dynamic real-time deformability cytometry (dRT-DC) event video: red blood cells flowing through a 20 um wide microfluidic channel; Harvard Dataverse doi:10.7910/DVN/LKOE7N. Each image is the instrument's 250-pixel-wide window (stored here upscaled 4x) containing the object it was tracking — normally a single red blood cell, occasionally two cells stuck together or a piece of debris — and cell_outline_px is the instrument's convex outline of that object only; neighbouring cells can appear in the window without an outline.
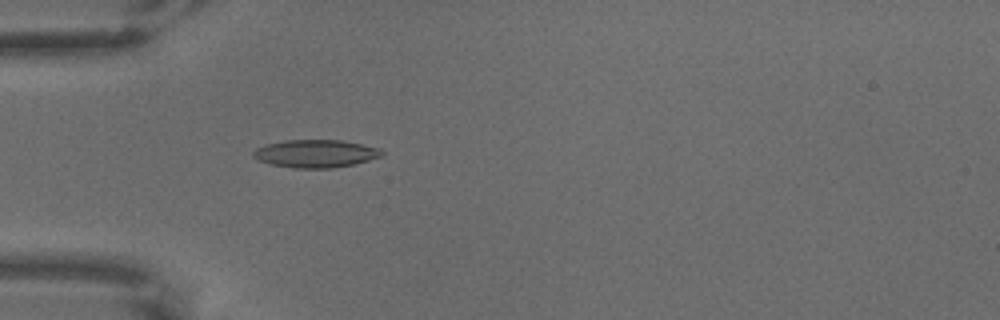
{"species": "common noctule bat (a hibernating species)", "species_latin": "Nyctalus noctula", "temperature_condition": "warm", "stored_images_in_passage": 5, "camera_frame_rate_fps": 3000, "um_per_image_px": 0.085, "animal": {"sex": "male", "body_mass_g": 18.8}, "frame": {"image": 1, "passage_image": 5, "time_ms": 1.333, "image_size_px": [1000, 320], "cell_outline_px": [[384, 156], [352, 164], [332, 168], [292, 168], [272, 164], [260, 160], [252, 156], [252, 152], [256, 148], [268, 144], [284, 140], [344, 140], [380, 148], [384, 152]], "centroid_in_image_um": [26.86, 13.05], "position_along_channel_um": 58.1, "area_um2": 20.81}}